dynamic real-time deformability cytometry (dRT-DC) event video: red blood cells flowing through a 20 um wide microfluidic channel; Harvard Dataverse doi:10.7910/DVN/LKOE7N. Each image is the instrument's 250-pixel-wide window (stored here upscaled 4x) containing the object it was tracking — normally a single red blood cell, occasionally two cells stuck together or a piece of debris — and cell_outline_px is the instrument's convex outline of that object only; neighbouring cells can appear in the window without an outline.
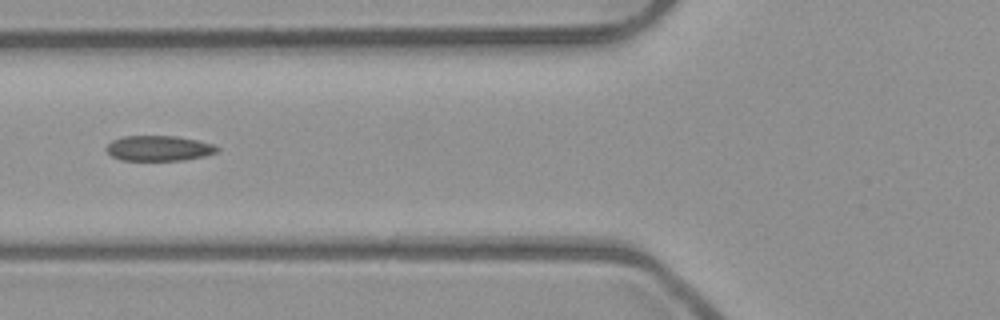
{"species": "common noctule bat (a hibernating species)", "species_latin": "Nyctalus noctula", "temperature_condition": "room temperature", "stored_images_in_passage": 8, "camera_frame_rate_fps": 3000, "um_per_image_px": 0.085, "animal": {"sex": "male", "body_mass_g": 23.1, "forearm_length_mm": 52.7}, "frame": {"image": 1, "passage_image": 7, "time_ms": 2.0, "image_size_px": [1000, 320], "cell_outline_px": [[220, 148], [216, 152], [204, 156], [184, 160], [120, 160], [112, 156], [104, 148], [112, 140], [124, 136], [176, 136], [196, 140], [212, 144]], "centroid_in_image_um": [13.47, 12.6], "position_along_channel_um": 112.3, "area_um2": 16.24}}
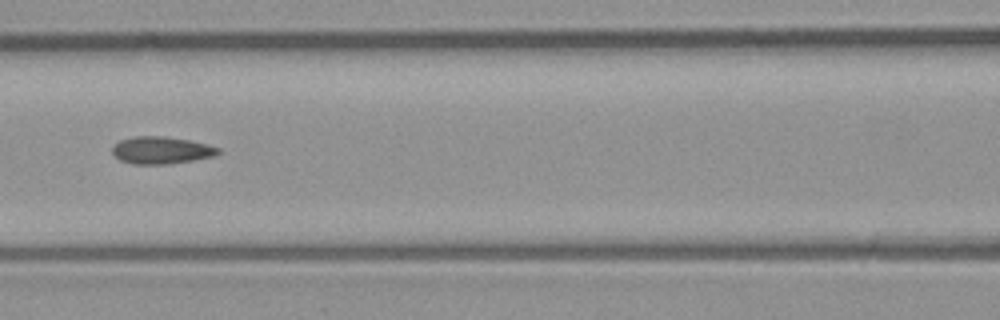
{"frame": {"image": 2, "passage_image": 8, "time_ms": 2.333, "image_size_px": [1000, 320], "cell_outline_px": [[220, 152], [216, 156], [168, 164], [136, 164], [120, 160], [112, 152], [112, 148], [120, 140], [136, 136], [164, 136], [188, 140], [208, 144], [220, 148]], "centroid_in_image_um": [13.74, 12.77], "position_along_channel_um": 152.9, "area_um2": 16.7}}